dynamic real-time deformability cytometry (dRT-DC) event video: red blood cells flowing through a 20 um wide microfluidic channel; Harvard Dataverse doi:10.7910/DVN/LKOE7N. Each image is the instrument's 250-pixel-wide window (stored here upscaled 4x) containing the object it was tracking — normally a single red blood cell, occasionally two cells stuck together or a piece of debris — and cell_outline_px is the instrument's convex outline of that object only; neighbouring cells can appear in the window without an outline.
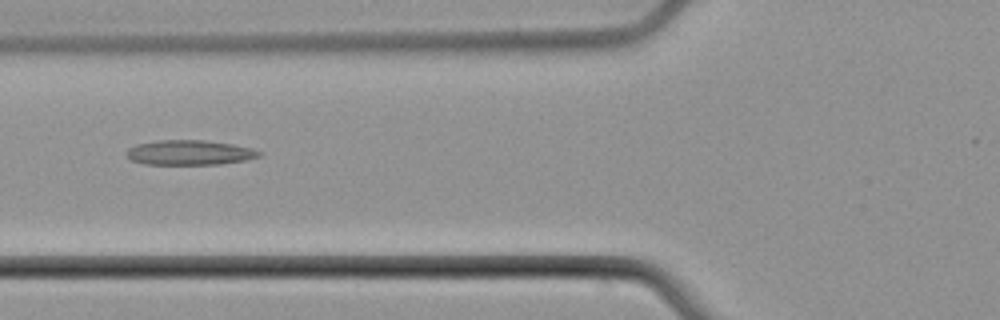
{"species": "common noctule bat (a hibernating species)", "species_latin": "Nyctalus noctula", "temperature_condition": "cold", "stored_images_in_passage": 8, "camera_frame_rate_fps": 3000, "um_per_image_px": 0.085, "animal": {"sex": "male", "body_mass_g": 21.5, "forearm_length_mm": 52.0}, "frame": {"image": 1, "passage_image": 6, "time_ms": 6.333, "image_size_px": [1000, 320], "cell_outline_px": [[264, 152], [260, 156], [244, 160], [220, 164], [144, 164], [132, 160], [124, 152], [128, 148], [136, 144], [160, 140], [204, 140], [232, 144], [252, 148]], "centroid_in_image_um": [16.11, 12.96], "position_along_channel_um": 109.7, "area_um2": 19.19}}
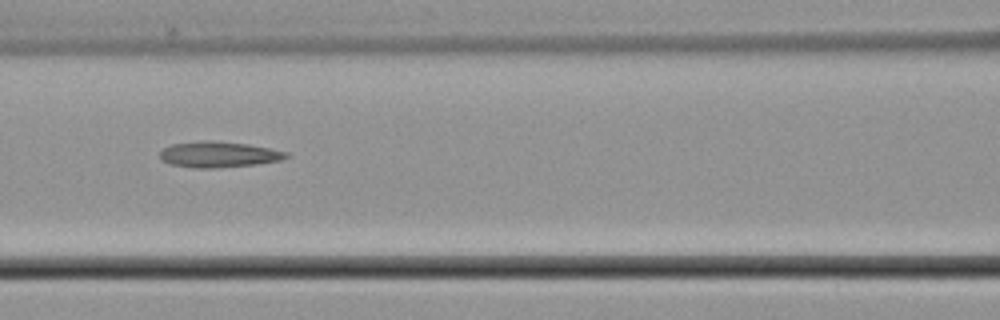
{"frame": {"image": 2, "passage_image": 7, "time_ms": 7.333, "image_size_px": [1000, 320], "cell_outline_px": [[292, 156], [280, 160], [256, 164], [216, 168], [192, 168], [168, 164], [160, 160], [160, 152], [164, 148], [172, 144], [200, 140], [212, 140], [248, 144], [288, 152]], "centroid_in_image_um": [18.56, 13.13], "position_along_channel_um": 148.0, "area_um2": 19.25}}
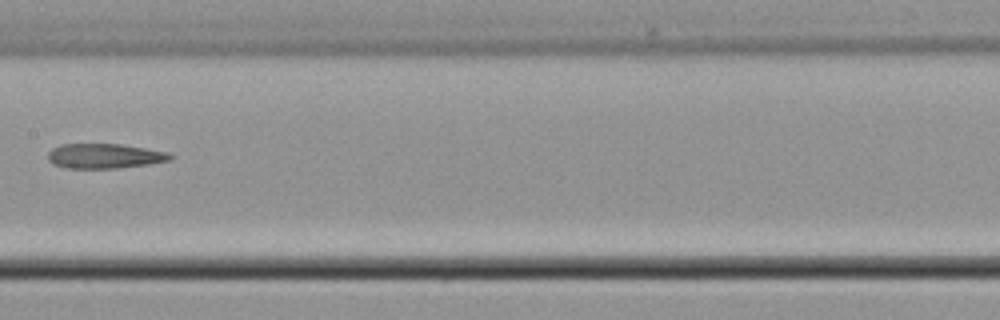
{"frame": {"image": 3, "passage_image": 8, "time_ms": 8.667, "image_size_px": [1000, 320], "cell_outline_px": [[176, 156], [172, 160], [148, 164], [116, 168], [64, 168], [52, 164], [48, 160], [48, 152], [52, 148], [60, 144], [120, 144], [168, 152]], "centroid_in_image_um": [8.88, 13.26], "position_along_channel_um": 198.5, "area_um2": 17.8}}